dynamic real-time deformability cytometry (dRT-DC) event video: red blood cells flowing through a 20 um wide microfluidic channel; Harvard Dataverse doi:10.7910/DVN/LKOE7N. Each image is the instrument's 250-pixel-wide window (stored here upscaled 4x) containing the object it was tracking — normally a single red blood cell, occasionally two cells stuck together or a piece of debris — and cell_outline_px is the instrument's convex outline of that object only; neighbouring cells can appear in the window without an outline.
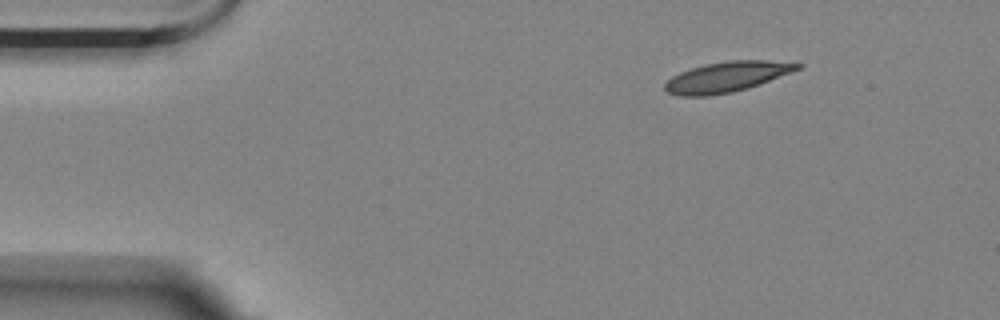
{"species": "Egyptian fruit bat (a non-hibernating species)", "species_latin": "Rousettus aegyptiacus", "temperature_condition": "room temperature", "stored_images_in_passage": 50, "camera_frame_rate_fps": 3000, "um_per_image_px": 0.085, "animal": {"sex": "female"}, "frame": {"image": 1, "passage_image": 1, "time_ms": 0.0, "image_size_px": [1000, 320], "cell_outline_px": [[804, 64], [800, 68], [760, 84], [748, 88], [732, 92], [708, 96], [680, 96], [668, 92], [664, 88], [664, 84], [672, 76], [680, 72], [704, 64], [728, 60], [768, 60]], "centroid_in_image_um": [61.75, 6.53], "position_along_channel_um": 23.2, "area_um2": 23.29}}
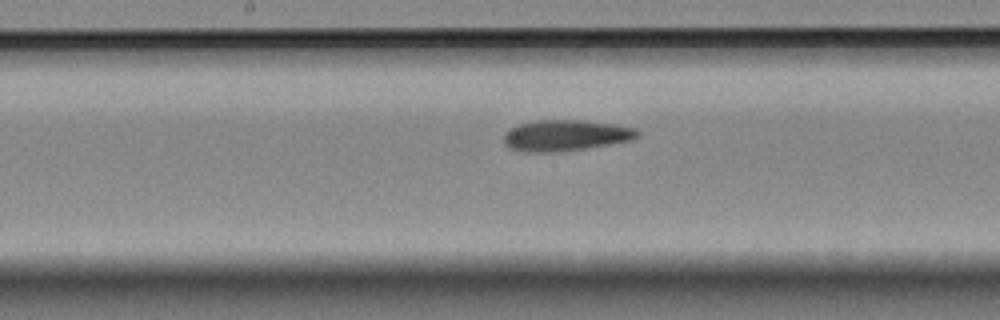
{"frame": {"image": 2, "passage_image": 22, "time_ms": 7.0, "image_size_px": [1000, 320], "cell_outline_px": [[640, 136], [632, 140], [584, 148], [552, 152], [524, 152], [508, 148], [504, 144], [504, 136], [516, 124], [536, 120], [584, 120], [616, 124], [636, 128], [640, 132]], "centroid_in_image_um": [48.09, 11.5], "position_along_channel_um": 200.1, "area_um2": 24.22}}
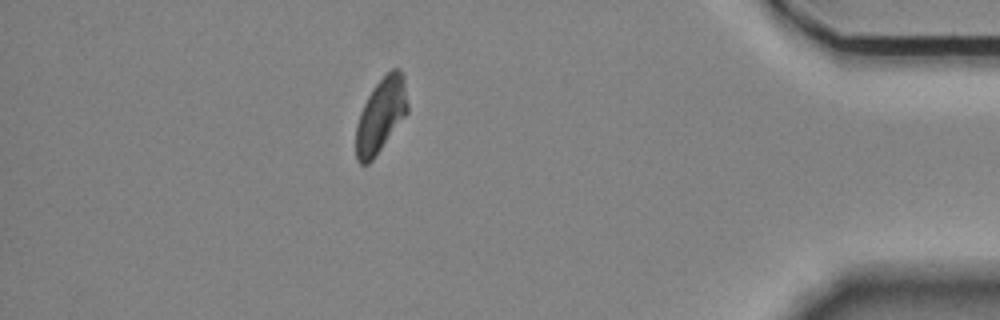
{"frame": {"image": 3, "passage_image": 43, "time_ms": 14.0, "image_size_px": [1000, 320], "cell_outline_px": [[408, 112], [372, 160], [368, 164], [360, 164], [356, 160], [356, 124], [360, 112], [372, 88], [392, 68], [400, 68], [404, 76], [408, 104]], "centroid_in_image_um": [32.37, 9.78], "position_along_channel_um": 402.8, "area_um2": 22.25}, "authors_computed_cell_mechanics": {"area_um2": 23.3801, "velocity_mm_per_s": 3.5147, "shape_relaxation_time_tau1_ms": 4.8334, "shape_relaxation_time_tau2_ms": 3.2091, "deformation_change_tau1": 0.1498, "deformation_change_tau2": 0.1004}}